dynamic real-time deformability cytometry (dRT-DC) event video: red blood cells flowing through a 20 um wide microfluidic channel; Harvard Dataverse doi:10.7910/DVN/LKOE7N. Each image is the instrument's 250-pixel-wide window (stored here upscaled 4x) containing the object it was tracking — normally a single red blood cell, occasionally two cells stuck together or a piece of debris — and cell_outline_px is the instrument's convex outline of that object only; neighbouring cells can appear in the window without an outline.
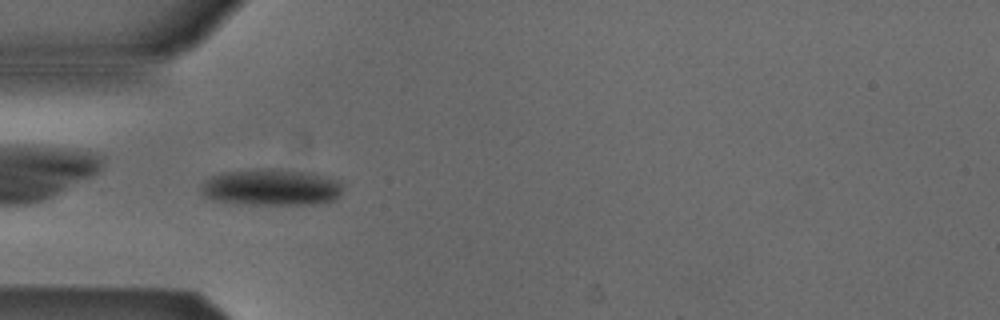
{"species": "Egyptian fruit bat (a non-hibernating species)", "species_latin": "Rousettus aegyptiacus", "temperature_condition": "cold", "stored_images_in_passage": 39, "camera_frame_rate_fps": 3000, "um_per_image_px": 0.085, "animal": {"sex": "male"}, "frame": {"image": 1, "passage_image": 2, "time_ms": 0.333, "image_size_px": [1000, 320], "cell_outline_px": [[344, 188], [340, 196], [336, 200], [316, 204], [236, 204], [212, 200], [204, 196], [200, 192], [200, 188], [204, 180], [212, 176], [224, 172], [268, 168], [276, 168], [312, 172], [340, 180]], "centroid_in_image_um": [23.09, 15.92], "position_along_channel_um": 61.9, "area_um2": 30.87}}
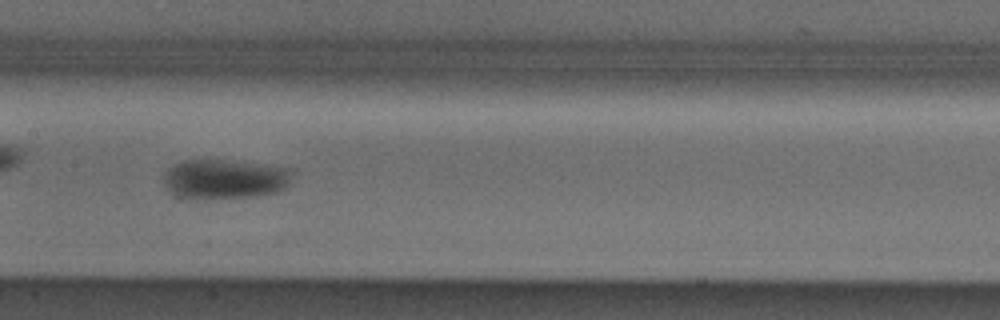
{"frame": {"image": 2, "passage_image": 12, "time_ms": 3.667, "image_size_px": [1000, 320], "cell_outline_px": [[296, 168], [288, 184], [284, 188], [276, 192], [256, 196], [188, 200], [168, 188], [164, 184], [164, 176], [168, 168], [184, 160], [220, 160]], "centroid_in_image_um": [19.15, 15.23], "position_along_channel_um": 188.3, "area_um2": 29.65}}
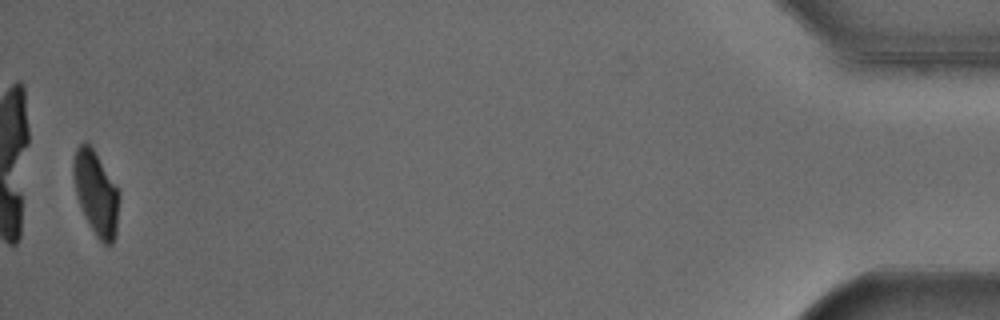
{"frame": {"image": 3, "passage_image": 38, "time_ms": 12.333, "image_size_px": [1000, 320], "cell_outline_px": [[120, 196], [116, 236], [112, 244], [104, 244], [96, 236], [76, 196], [72, 176], [72, 164], [76, 148], [84, 140], [92, 148], [120, 192]], "centroid_in_image_um": [8.16, 16.41], "position_along_channel_um": 427.0, "area_um2": 22.2}, "authors_computed_cell_mechanics": {"area_um2": 28.8422, "velocity_mm_per_s": 3.8506, "shape_relaxation_time_tau1_ms": 3.2268, "shape_relaxation_time_tau2_ms": 10.1358, "deformation_change_tau1": 0.1147, "deformation_change_tau2": 0.0869}}